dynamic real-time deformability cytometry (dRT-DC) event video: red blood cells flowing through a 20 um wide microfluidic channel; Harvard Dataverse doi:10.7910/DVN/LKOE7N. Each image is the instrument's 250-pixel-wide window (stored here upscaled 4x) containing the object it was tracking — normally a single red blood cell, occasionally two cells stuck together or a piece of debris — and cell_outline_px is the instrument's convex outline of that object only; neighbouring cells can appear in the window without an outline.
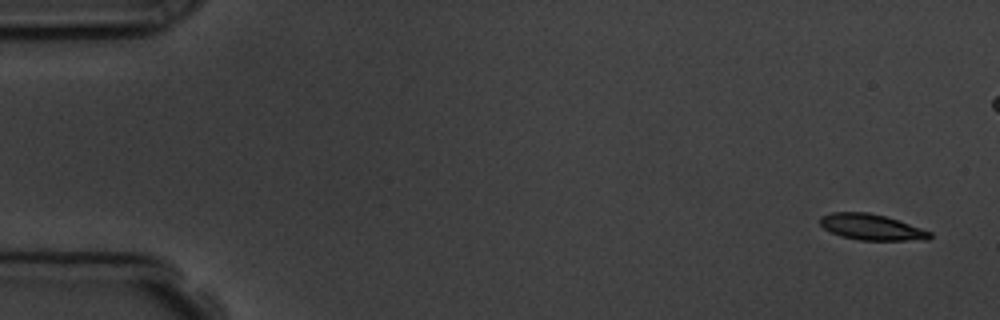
{"species": "common noctule bat (a hibernating species)", "species_latin": "Nyctalus noctula", "temperature_condition": "room temperature", "stored_images_in_passage": 6, "camera_frame_rate_fps": 3000, "um_per_image_px": 0.085, "animal": {"sex": "male", "body_mass_g": 19.5, "forearm_length_mm": 54.6}, "frame": {"image": 1, "passage_image": 1, "time_ms": 0.0, "image_size_px": [1000, 320], "cell_outline_px": [[932, 236], [928, 240], [860, 240], [840, 236], [824, 228], [820, 224], [820, 216], [832, 212], [868, 212], [884, 216], [932, 232]], "centroid_in_image_um": [74.06, 19.31], "position_along_channel_um": 10.9, "area_um2": 16.42}}